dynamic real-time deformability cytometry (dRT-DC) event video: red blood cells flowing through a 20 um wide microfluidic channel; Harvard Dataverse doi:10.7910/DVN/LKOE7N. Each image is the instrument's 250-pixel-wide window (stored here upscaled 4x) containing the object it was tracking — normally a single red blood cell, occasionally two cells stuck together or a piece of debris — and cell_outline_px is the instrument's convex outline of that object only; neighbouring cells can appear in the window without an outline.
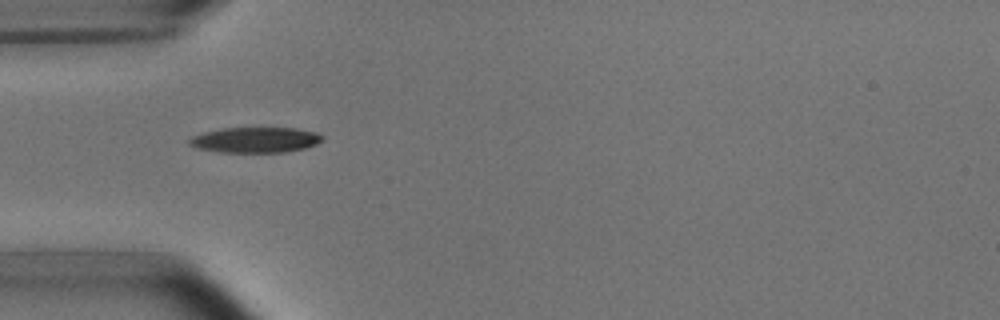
{"species": "common noctule bat (a hibernating species)", "species_latin": "Nyctalus noctula", "temperature_condition": "room temperature", "stored_images_in_passage": 5, "camera_frame_rate_fps": 3000, "um_per_image_px": 0.085, "animal": {"sex": "male", "body_mass_g": 15.6}, "frame": {"image": 1, "passage_image": 1, "time_ms": 0.0, "image_size_px": [1000, 320], "cell_outline_px": [[324, 140], [316, 144], [304, 148], [284, 152], [220, 152], [196, 148], [188, 144], [188, 140], [192, 136], [204, 132], [224, 128], [296, 128], [316, 132], [324, 136]], "centroid_in_image_um": [21.71, 11.89], "position_along_channel_um": 63.3, "area_um2": 19.77}}
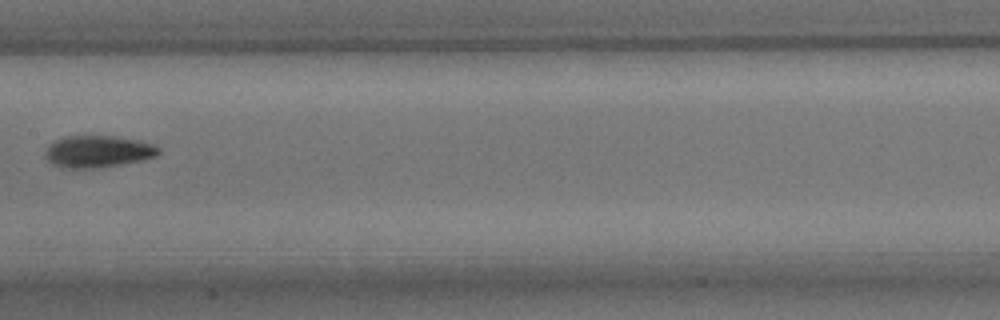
{"frame": {"image": 2, "passage_image": 4, "time_ms": 3.667, "image_size_px": [1000, 320], "cell_outline_px": [[160, 152], [156, 156], [140, 160], [120, 164], [96, 168], [68, 168], [52, 164], [44, 156], [44, 152], [48, 144], [64, 136], [112, 136], [140, 140], [152, 144], [160, 148]], "centroid_in_image_um": [8.29, 12.87], "position_along_channel_um": 199.1, "area_um2": 21.04}}
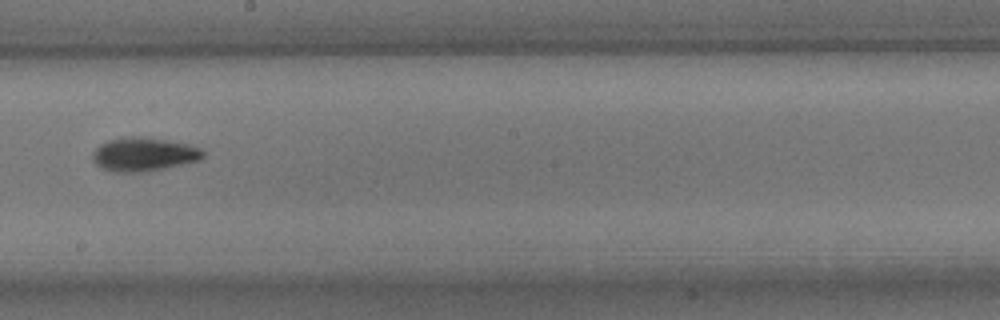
{"frame": {"image": 3, "passage_image": 5, "time_ms": 4.667, "image_size_px": [1000, 320], "cell_outline_px": [[204, 156], [200, 160], [148, 172], [108, 172], [100, 168], [92, 160], [92, 152], [100, 144], [108, 140], [124, 136], [144, 136], [188, 144], [200, 148], [204, 152]], "centroid_in_image_um": [12.18, 13.12], "position_along_channel_um": 236.0, "area_um2": 22.08}}